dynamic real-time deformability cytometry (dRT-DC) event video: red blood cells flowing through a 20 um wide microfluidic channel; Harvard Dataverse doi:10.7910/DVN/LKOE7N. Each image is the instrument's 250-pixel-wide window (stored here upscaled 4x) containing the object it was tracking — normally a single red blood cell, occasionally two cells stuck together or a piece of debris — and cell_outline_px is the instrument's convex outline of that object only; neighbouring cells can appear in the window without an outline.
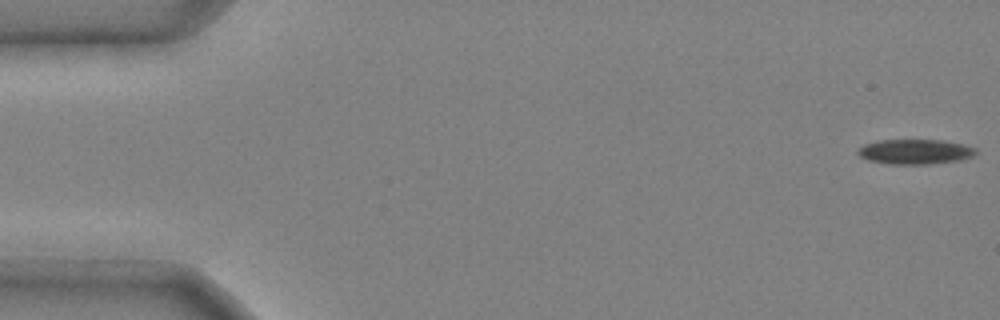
{"species": "common noctule bat (a hibernating species)", "species_latin": "Nyctalus noctula", "temperature_condition": "cold", "stored_images_in_passage": 48, "camera_frame_rate_fps": 3000, "um_per_image_px": 0.085, "animal": {"sex": "male", "body_mass_g": 20.4}, "frame": {"image": 1, "passage_image": 1, "time_ms": 0.0, "image_size_px": [1000, 320], "cell_outline_px": [[980, 152], [976, 156], [960, 160], [928, 164], [888, 164], [868, 160], [860, 156], [856, 152], [864, 144], [880, 140], [940, 140], [964, 144], [976, 148]], "centroid_in_image_um": [77.84, 12.9], "position_along_channel_um": 7.2, "area_um2": 17.28}}
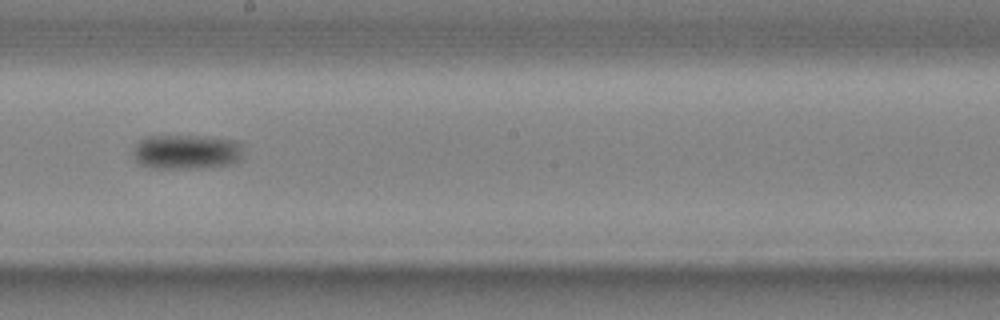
{"frame": {"image": 2, "passage_image": 28, "time_ms": 9.0, "image_size_px": [1000, 320], "cell_outline_px": [[244, 160], [232, 164], [204, 168], [152, 168], [140, 164], [136, 160], [132, 152], [132, 148], [140, 140], [148, 136], [196, 136], [236, 140], [240, 144], [244, 156]], "centroid_in_image_um": [15.88, 12.92], "position_along_channel_um": 232.3, "area_um2": 22.54}}
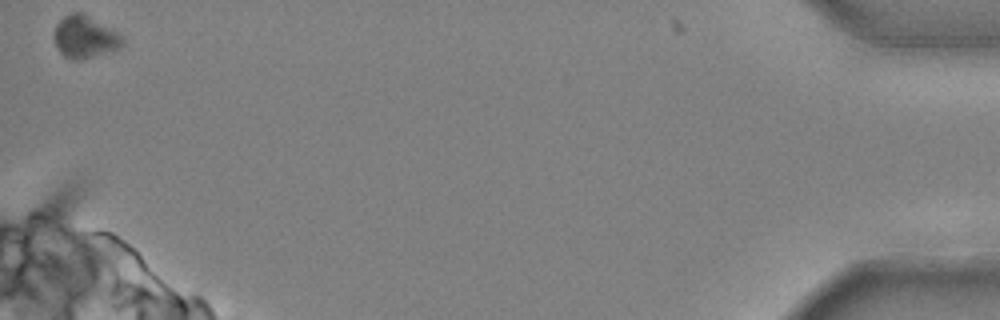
{"frame": {"image": 3, "passage_image": 48, "time_ms": 15.667, "image_size_px": [1000, 320], "cell_outline_px": [[124, 44], [120, 48], [92, 56], [76, 60], [72, 60], [64, 56], [60, 52], [52, 36], [52, 32], [56, 24], [64, 16], [72, 12], [80, 12], [124, 36]], "centroid_in_image_um": [7.18, 3.14], "position_along_channel_um": 428.0, "area_um2": 16.65}, "authors_computed_cell_mechanics": {"area_um2": 18.2648, "velocity_mm_per_s": 3.9819, "shape_relaxation_time_tau1_ms": 1.7041, "shape_relaxation_time_tau2_ms": null, "deformation_change_tau1": 0.1068, "deformation_change_tau2": null}}